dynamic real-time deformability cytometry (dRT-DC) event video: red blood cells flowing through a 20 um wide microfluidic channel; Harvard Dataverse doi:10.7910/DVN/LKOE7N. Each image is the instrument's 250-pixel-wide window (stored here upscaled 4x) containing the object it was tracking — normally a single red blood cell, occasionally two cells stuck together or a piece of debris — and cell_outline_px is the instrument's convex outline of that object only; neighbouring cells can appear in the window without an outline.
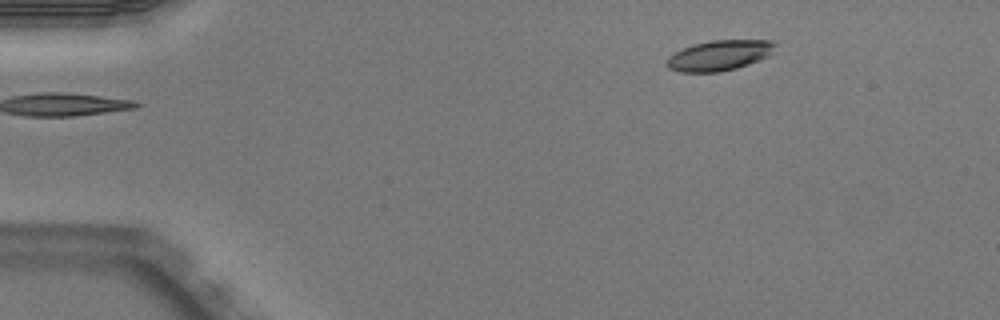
{"species": "Egyptian fruit bat (a non-hibernating species)", "species_latin": "Rousettus aegyptiacus", "temperature_condition": "warm", "stored_images_in_passage": 4, "camera_frame_rate_fps": 3000, "um_per_image_px": 0.085, "animal": {"sex": "male"}, "frame": {"image": 1, "passage_image": 1, "time_ms": 0.0, "image_size_px": [1000, 320], "cell_outline_px": [[776, 44], [772, 52], [768, 56], [748, 64], [736, 68], [720, 72], [680, 72], [668, 68], [664, 64], [668, 56], [692, 44], [712, 40], [772, 40]], "centroid_in_image_um": [61.11, 4.71], "position_along_channel_um": 23.9, "area_um2": 19.19}}
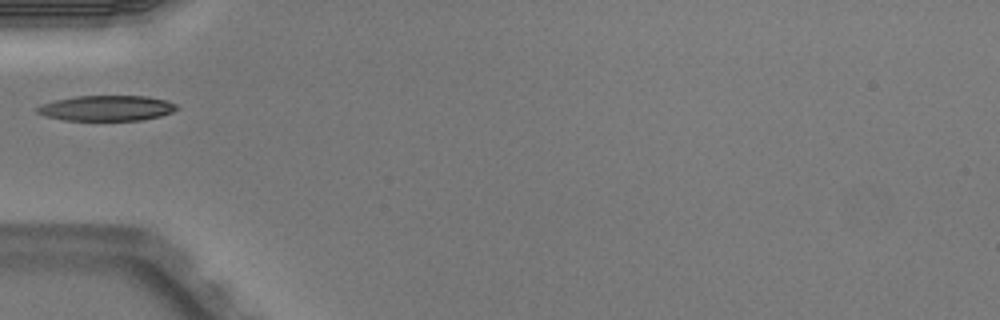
{"frame": {"image": 2, "passage_image": 4, "time_ms": 1.0, "image_size_px": [1000, 320], "cell_outline_px": [[180, 108], [172, 112], [160, 116], [140, 120], [64, 120], [44, 116], [36, 112], [36, 108], [44, 104], [56, 100], [76, 96], [144, 96], [168, 100], [176, 104]], "centroid_in_image_um": [9.1, 9.19], "position_along_channel_um": 75.9, "area_um2": 20.58}}